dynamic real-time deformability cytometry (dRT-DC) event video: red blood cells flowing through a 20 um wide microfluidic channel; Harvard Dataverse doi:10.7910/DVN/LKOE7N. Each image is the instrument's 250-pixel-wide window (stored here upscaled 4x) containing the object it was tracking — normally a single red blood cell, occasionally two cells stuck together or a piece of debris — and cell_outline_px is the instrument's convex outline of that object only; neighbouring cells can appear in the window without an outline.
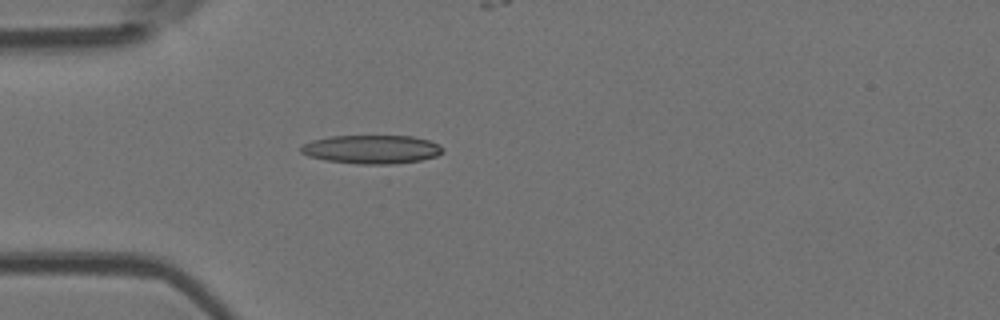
{"species": "Egyptian fruit bat (a non-hibernating species)", "species_latin": "Rousettus aegyptiacus", "temperature_condition": "room temperature", "stored_images_in_passage": 6, "camera_frame_rate_fps": 3000, "um_per_image_px": 0.085, "animal": {"sex": "female"}, "frame": {"image": 1, "passage_image": 5, "time_ms": 4.667, "image_size_px": [1000, 320], "cell_outline_px": [[444, 152], [436, 156], [420, 160], [392, 164], [360, 164], [328, 160], [308, 156], [300, 152], [300, 148], [304, 144], [312, 140], [332, 136], [412, 136], [428, 140], [440, 144], [444, 148]], "centroid_in_image_um": [31.63, 12.69], "position_along_channel_um": 53.4, "area_um2": 23.58}}